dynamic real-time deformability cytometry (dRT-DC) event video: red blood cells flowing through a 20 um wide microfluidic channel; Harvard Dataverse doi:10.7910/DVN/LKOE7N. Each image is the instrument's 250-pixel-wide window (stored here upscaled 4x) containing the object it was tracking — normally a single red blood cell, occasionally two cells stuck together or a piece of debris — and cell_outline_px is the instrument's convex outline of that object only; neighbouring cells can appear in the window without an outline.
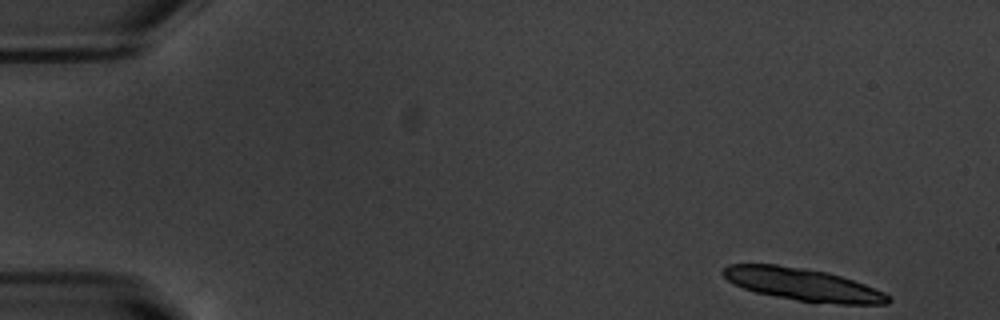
{"species": "common noctule bat (a hibernating species)", "species_latin": "Nyctalus noctula", "temperature_condition": "warm", "stored_images_in_passage": 27, "camera_frame_rate_fps": 3000, "um_per_image_px": 0.085, "animal": {"sex": "male", "body_mass_g": 20.1, "forearm_length_mm": 53.5}, "frame": {"image": 1, "passage_image": 1, "time_ms": 0.0, "image_size_px": [1000, 320], "cell_outline_px": [[892, 300], [888, 304], [840, 304], [796, 300], [756, 292], [744, 288], [728, 280], [720, 272], [728, 264], [776, 264], [804, 268], [824, 272], [840, 276], [864, 284], [884, 292]], "centroid_in_image_um": [68.23, 24.18], "position_along_channel_um": 16.8, "area_um2": 30.81}}